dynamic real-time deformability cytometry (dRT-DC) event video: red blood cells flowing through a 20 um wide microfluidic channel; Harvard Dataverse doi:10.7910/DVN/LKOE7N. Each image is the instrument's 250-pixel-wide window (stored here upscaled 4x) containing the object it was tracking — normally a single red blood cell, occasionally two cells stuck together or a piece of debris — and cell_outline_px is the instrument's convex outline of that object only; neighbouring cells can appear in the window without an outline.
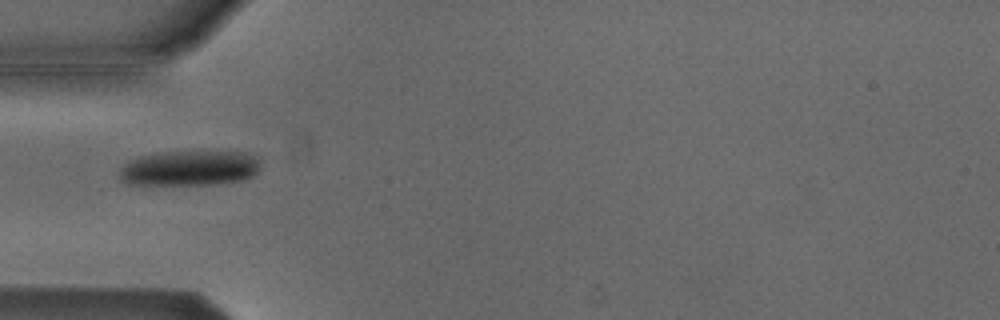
{"species": "Egyptian fruit bat (a non-hibernating species)", "species_latin": "Rousettus aegyptiacus", "temperature_condition": "cold", "stored_images_in_passage": 1, "camera_frame_rate_fps": 3000, "um_per_image_px": 0.085, "animal": {"sex": "male"}, "frame": {"image": 1, "passage_image": 1, "time_ms": 0.0, "image_size_px": [1000, 320], "cell_outline_px": [[260, 168], [252, 176], [244, 180], [216, 184], [128, 184], [120, 180], [120, 168], [124, 164], [140, 156], [156, 152], [244, 152], [260, 156]], "centroid_in_image_um": [16.15, 14.29], "position_along_channel_um": 68.8, "area_um2": 29.02}}